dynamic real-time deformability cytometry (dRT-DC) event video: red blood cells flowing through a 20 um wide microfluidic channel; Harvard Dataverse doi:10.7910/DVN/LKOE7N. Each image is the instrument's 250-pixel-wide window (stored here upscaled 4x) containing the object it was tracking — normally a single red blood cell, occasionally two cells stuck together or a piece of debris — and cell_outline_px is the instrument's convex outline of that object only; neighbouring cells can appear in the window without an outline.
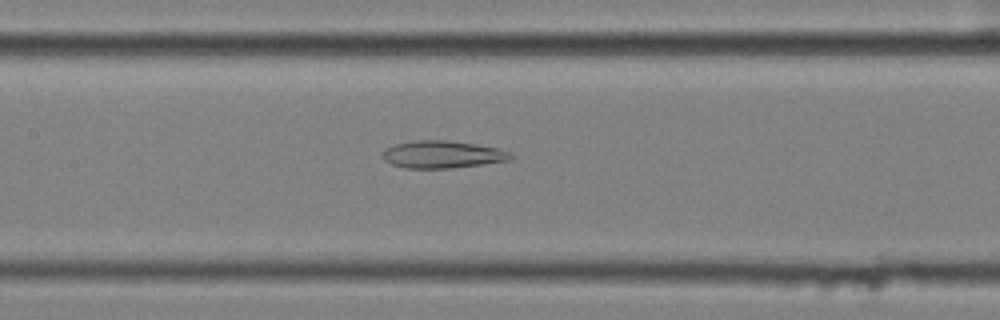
{"species": "common noctule bat (a hibernating species)", "species_latin": "Nyctalus noctula", "temperature_condition": "cold", "stored_images_in_passage": 57, "camera_frame_rate_fps": 3000, "um_per_image_px": 0.085, "animal": {"sex": "female", "body_mass_g": 25.1}, "frame": {"image": 1, "passage_image": 27, "time_ms": 8.667, "image_size_px": [1000, 320], "cell_outline_px": [[516, 156], [512, 160], [452, 168], [404, 168], [392, 164], [384, 160], [384, 152], [392, 144], [412, 140], [448, 140], [476, 144], [500, 148]], "centroid_in_image_um": [37.65, 13.12], "position_along_channel_um": 169.8, "area_um2": 20.58}}
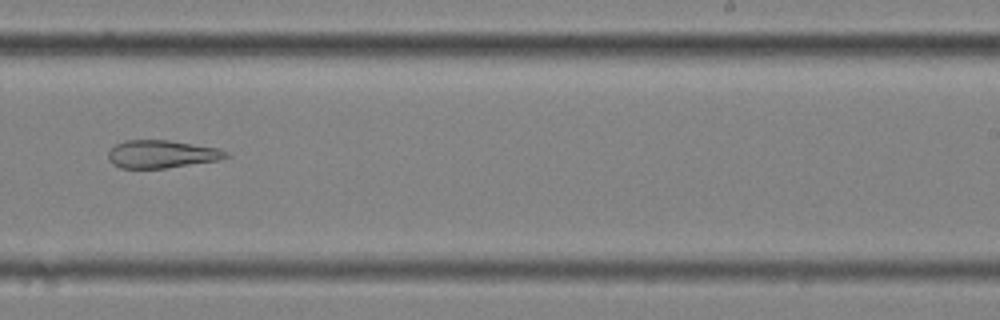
{"frame": {"image": 2, "passage_image": 36, "time_ms": 11.667, "image_size_px": [1000, 320], "cell_outline_px": [[232, 156], [220, 160], [164, 168], [120, 168], [112, 164], [108, 160], [108, 152], [116, 144], [124, 140], [168, 140], [220, 148], [228, 152]], "centroid_in_image_um": [13.77, 13.1], "position_along_channel_um": 275.2, "area_um2": 19.25}}
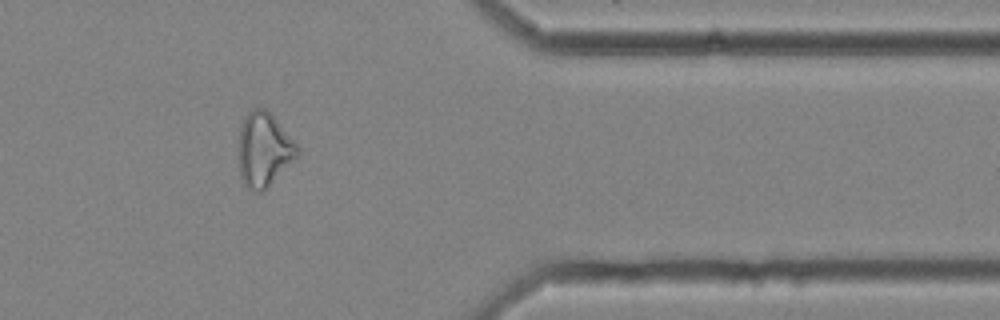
{"frame": {"image": 3, "passage_image": 47, "time_ms": 15.333, "image_size_px": [1000, 320], "cell_outline_px": [[300, 156], [268, 188], [260, 192], [256, 192], [248, 188], [244, 184], [240, 176], [240, 128], [244, 116], [252, 108], [264, 108], [276, 120], [300, 148]], "centroid_in_image_um": [22.47, 12.75], "position_along_channel_um": 388.9, "area_um2": 25.37}, "authors_computed_cell_mechanics": {"area_um2": 26.0678, "velocity_mm_per_s": 3.5234, "shape_relaxation_time_tau1_ms": null, "shape_relaxation_time_tau2_ms": 4.5108, "deformation_change_tau1": null, "deformation_change_tau2": 0.1573}}